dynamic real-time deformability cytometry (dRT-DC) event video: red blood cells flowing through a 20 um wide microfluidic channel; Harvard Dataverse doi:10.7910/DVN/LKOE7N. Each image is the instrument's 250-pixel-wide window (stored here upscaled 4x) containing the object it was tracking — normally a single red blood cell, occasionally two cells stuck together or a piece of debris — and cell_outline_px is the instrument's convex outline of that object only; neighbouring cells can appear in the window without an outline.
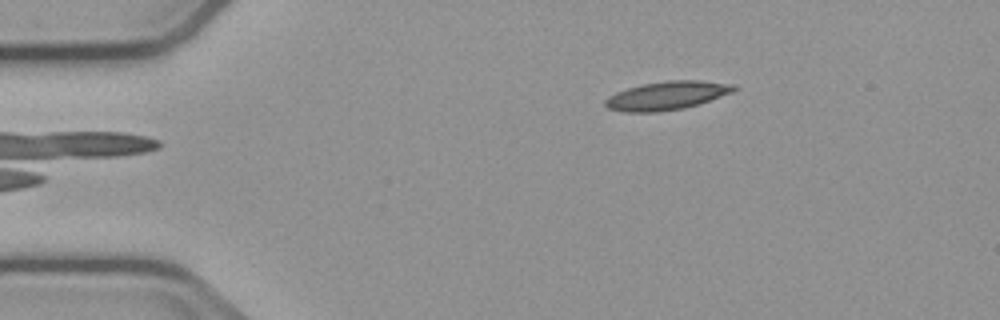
{"species": "common noctule bat (a hibernating species)", "species_latin": "Nyctalus noctula", "temperature_condition": "cold", "stored_images_in_passage": 4, "camera_frame_rate_fps": 3000, "um_per_image_px": 0.085, "animal": {"sex": "male", "body_mass_g": 23.1, "forearm_length_mm": 52.7}, "frame": {"image": 1, "passage_image": 4, "time_ms": 3.667, "image_size_px": [1000, 320], "cell_outline_px": [[740, 88], [732, 92], [684, 108], [656, 112], [624, 112], [608, 108], [604, 104], [604, 100], [608, 96], [616, 92], [640, 84], [668, 80], [700, 80], [736, 84]], "centroid_in_image_um": [56.67, 8.11], "position_along_channel_um": 28.3, "area_um2": 21.39}}